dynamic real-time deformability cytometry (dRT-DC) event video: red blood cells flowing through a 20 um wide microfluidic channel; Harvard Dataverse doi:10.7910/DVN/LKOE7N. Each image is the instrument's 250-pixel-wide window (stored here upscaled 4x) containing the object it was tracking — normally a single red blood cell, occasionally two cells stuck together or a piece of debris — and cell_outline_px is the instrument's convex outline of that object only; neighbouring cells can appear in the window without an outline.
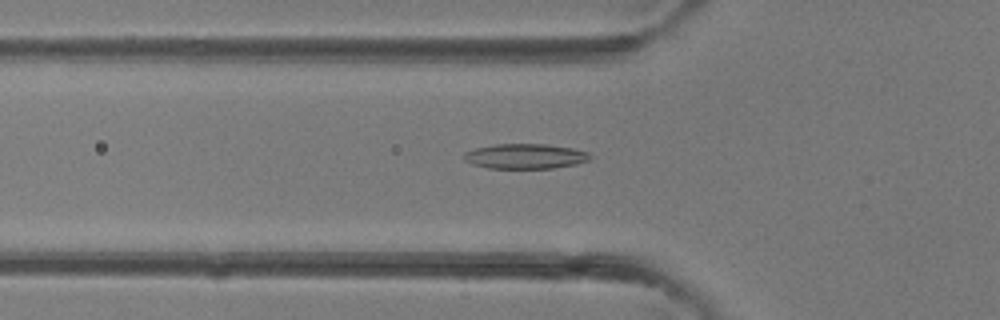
{"species": "common noctule bat (a hibernating species)", "species_latin": "Nyctalus noctula", "temperature_condition": "room temperature", "stored_images_in_passage": 40, "camera_frame_rate_fps": 3000, "um_per_image_px": 0.085, "animal": {"sex": "female"}, "frame": {"image": 1, "passage_image": 14, "time_ms": 4.333, "image_size_px": [1000, 320], "cell_outline_px": [[592, 156], [588, 160], [576, 164], [552, 168], [488, 168], [472, 164], [464, 160], [464, 152], [476, 148], [496, 144], [548, 144], [572, 148], [588, 152]], "centroid_in_image_um": [44.64, 13.28], "position_along_channel_um": 81.2, "area_um2": 18.32}}
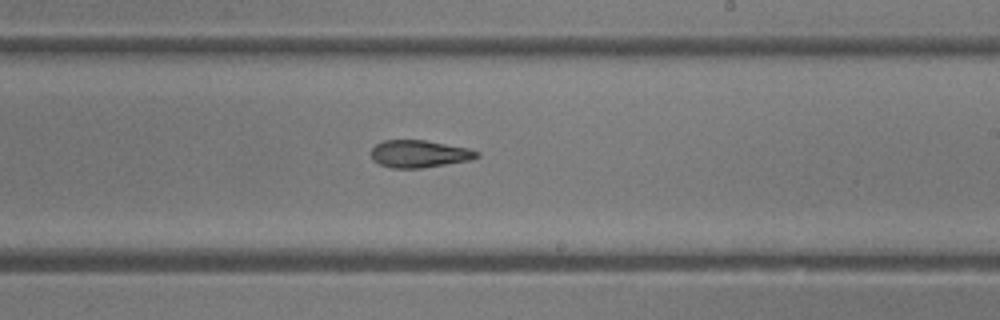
{"frame": {"image": 2, "passage_image": 24, "time_ms": 7.667, "image_size_px": [1000, 320], "cell_outline_px": [[480, 156], [472, 160], [424, 168], [392, 168], [380, 164], [372, 160], [372, 148], [376, 144], [384, 140], [424, 140], [468, 148], [480, 152]], "centroid_in_image_um": [35.67, 13.08], "position_along_channel_um": 253.3, "area_um2": 16.94}}
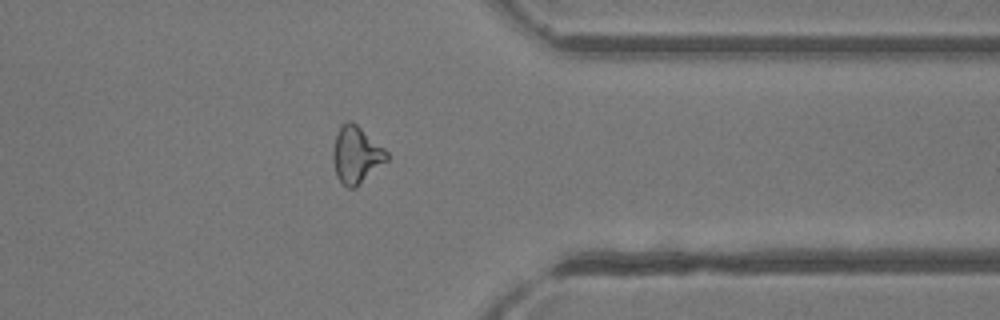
{"frame": {"image": 3, "passage_image": 32, "time_ms": 10.333, "image_size_px": [1000, 320], "cell_outline_px": [[388, 160], [356, 188], [348, 188], [336, 176], [332, 160], [332, 152], [336, 136], [340, 128], [348, 120], [352, 120], [384, 148], [388, 152]], "centroid_in_image_um": [30.28, 13.18], "position_along_channel_um": 381.1, "area_um2": 17.8}}